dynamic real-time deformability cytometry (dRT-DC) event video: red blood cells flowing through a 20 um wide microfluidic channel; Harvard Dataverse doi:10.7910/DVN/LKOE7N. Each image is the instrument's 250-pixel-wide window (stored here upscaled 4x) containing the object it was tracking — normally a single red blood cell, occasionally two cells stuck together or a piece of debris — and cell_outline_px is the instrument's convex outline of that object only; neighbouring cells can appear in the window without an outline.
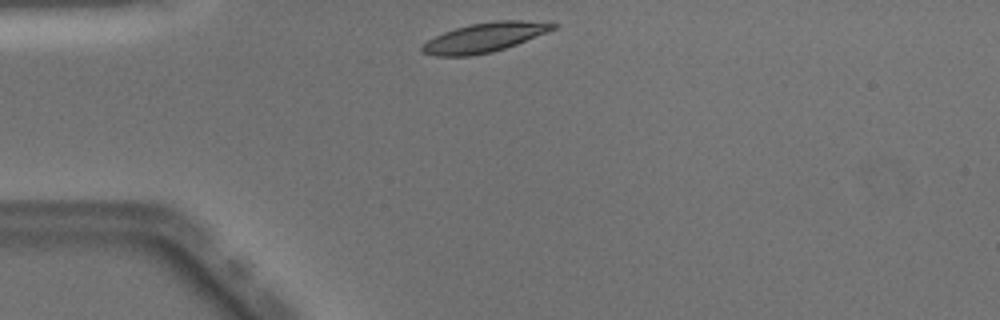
{"species": "Egyptian fruit bat (a non-hibernating species)", "species_latin": "Rousettus aegyptiacus", "temperature_condition": "warm", "stored_images_in_passage": 38, "camera_frame_rate_fps": 3000, "um_per_image_px": 0.085, "animal": {"sex": "male"}, "frame": {"image": 1, "passage_image": 1, "time_ms": 0.0, "image_size_px": [1000, 320], "cell_outline_px": [[560, 24], [556, 28], [548, 32], [516, 44], [492, 52], [472, 56], [436, 56], [420, 52], [420, 48], [428, 40], [444, 32], [456, 28], [472, 24], [500, 20], [524, 20]], "centroid_in_image_um": [41.19, 3.19], "position_along_channel_um": 43.8, "area_um2": 22.25}}
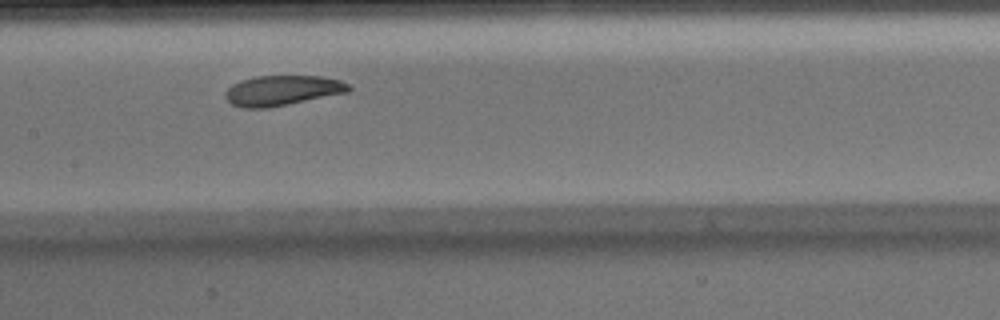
{"frame": {"image": 2, "passage_image": 13, "time_ms": 4.0, "image_size_px": [1000, 320], "cell_outline_px": [[352, 88], [348, 92], [268, 108], [240, 108], [232, 104], [224, 96], [224, 92], [232, 84], [240, 80], [256, 76], [320, 76], [340, 80], [348, 84]], "centroid_in_image_um": [23.96, 7.69], "position_along_channel_um": 183.4, "area_um2": 21.68}}
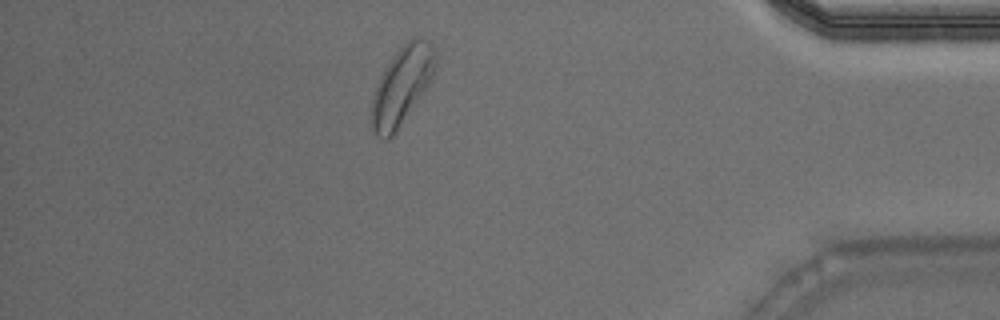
{"frame": {"image": 3, "passage_image": 32, "time_ms": 10.333, "image_size_px": [1000, 320], "cell_outline_px": [[436, 68], [432, 80], [396, 132], [388, 140], [384, 140], [376, 136], [368, 124], [368, 116], [372, 96], [376, 84], [384, 68], [392, 56], [412, 36], [420, 36], [428, 40], [436, 48]], "centroid_in_image_um": [34.13, 7.3], "position_along_channel_um": 401.1, "area_um2": 30.0}, "authors_computed_cell_mechanics": {"area_um2": 22.6865, "velocity_mm_per_s": 4.0324, "shape_relaxation_time_tau1_ms": 2.7334, "shape_relaxation_time_tau2_ms": 3.0731, "deformation_change_tau1": 0.1178, "deformation_change_tau2": 0.1006}}